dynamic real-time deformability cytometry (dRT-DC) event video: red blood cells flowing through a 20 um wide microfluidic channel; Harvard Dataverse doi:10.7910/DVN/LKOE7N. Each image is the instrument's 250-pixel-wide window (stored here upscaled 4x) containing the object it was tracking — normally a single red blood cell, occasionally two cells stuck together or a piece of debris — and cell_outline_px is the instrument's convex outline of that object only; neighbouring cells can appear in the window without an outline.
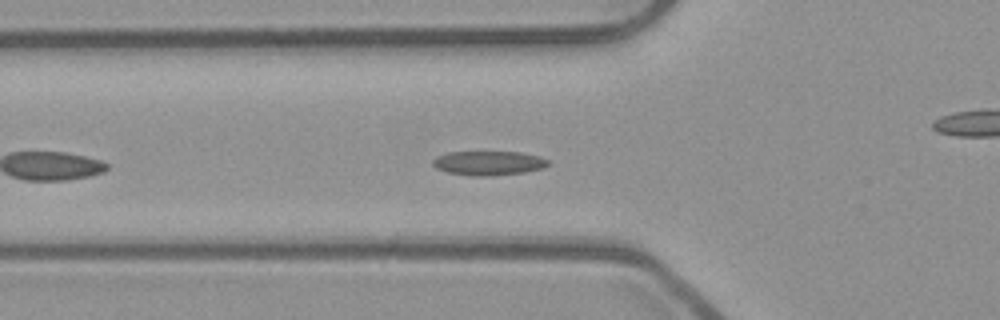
{"species": "common noctule bat (a hibernating species)", "species_latin": "Nyctalus noctula", "temperature_condition": "room temperature", "stored_images_in_passage": 42, "camera_frame_rate_fps": 3000, "um_per_image_px": 0.085, "animal": {"sex": "male", "body_mass_g": 23.1, "forearm_length_mm": 52.7}, "frame": {"image": 1, "passage_image": 7, "time_ms": 2.0, "image_size_px": [1000, 320], "cell_outline_px": [[552, 164], [544, 168], [524, 172], [492, 176], [472, 176], [448, 172], [436, 168], [432, 164], [432, 160], [436, 156], [448, 152], [520, 152], [540, 156], [548, 160]], "centroid_in_image_um": [41.55, 13.86], "position_along_channel_um": 84.2, "area_um2": 16.47}}
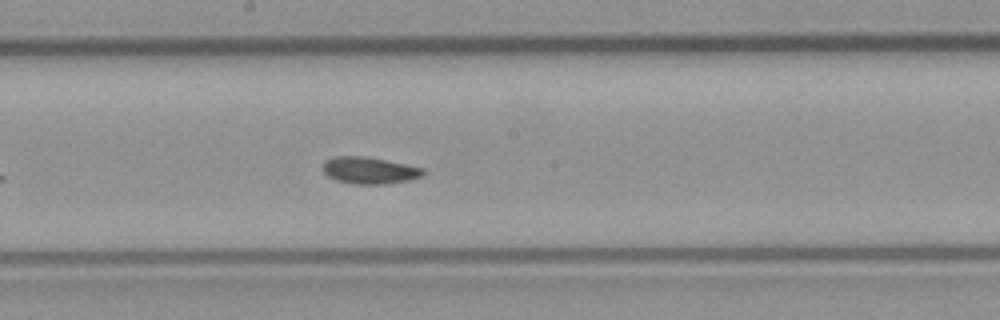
{"frame": {"image": 2, "passage_image": 17, "time_ms": 5.333, "image_size_px": [1000, 320], "cell_outline_px": [[424, 176], [412, 180], [388, 184], [352, 184], [336, 180], [328, 176], [324, 172], [324, 160], [336, 156], [364, 156], [424, 168]], "centroid_in_image_um": [31.43, 14.5], "position_along_channel_um": 216.8, "area_um2": 15.72}}
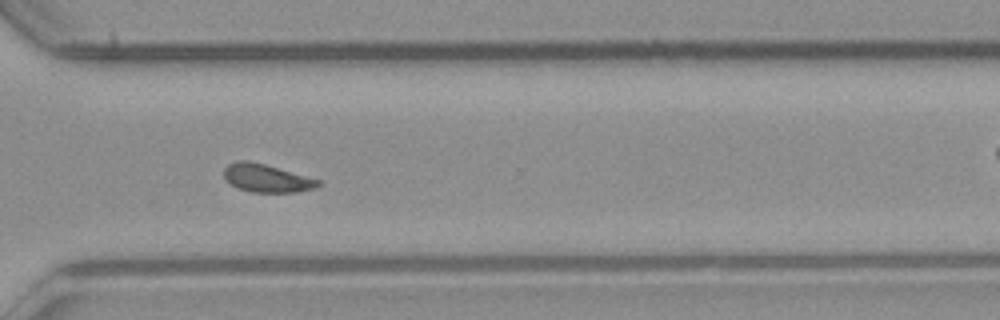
{"frame": {"image": 3, "passage_image": 27, "time_ms": 8.667, "image_size_px": [1000, 320], "cell_outline_px": [[324, 184], [316, 188], [296, 192], [252, 192], [240, 188], [232, 184], [224, 176], [224, 168], [228, 164], [236, 160], [248, 160], [264, 164], [320, 180]], "centroid_in_image_um": [22.69, 15.14], "position_along_channel_um": 347.9, "area_um2": 15.26}, "authors_computed_cell_mechanics": {"area_um2": 15.6349, "velocity_mm_per_s": 3.9433, "shape_relaxation_time_tau1_ms": 4.1927, "shape_relaxation_time_tau2_ms": 10.7533, "deformation_change_tau1": 0.1088, "deformation_change_tau2": 0.1254}}